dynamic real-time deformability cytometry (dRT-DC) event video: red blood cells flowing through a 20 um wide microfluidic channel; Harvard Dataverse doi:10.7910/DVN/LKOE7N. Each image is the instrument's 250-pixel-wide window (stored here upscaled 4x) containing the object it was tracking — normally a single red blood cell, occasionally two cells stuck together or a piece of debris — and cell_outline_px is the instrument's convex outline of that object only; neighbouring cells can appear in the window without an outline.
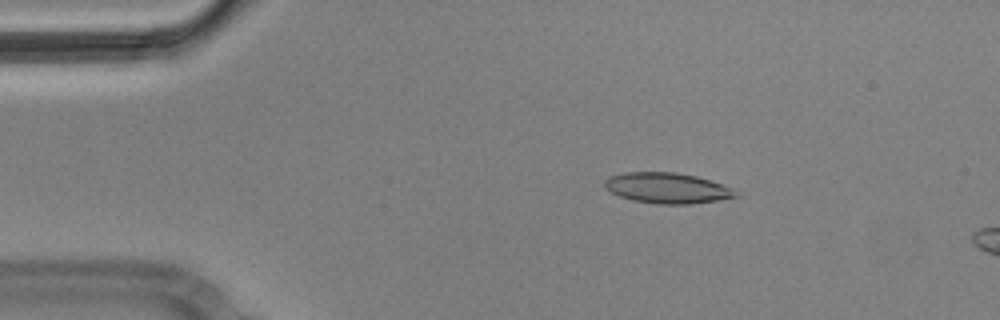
{"species": "Egyptian fruit bat (a non-hibernating species)", "species_latin": "Rousettus aegyptiacus", "temperature_condition": "cold", "stored_images_in_passage": 5, "camera_frame_rate_fps": 3000, "um_per_image_px": 0.085, "animal": {"sex": "male"}, "frame": {"image": 1, "passage_image": 3, "time_ms": 0.667, "image_size_px": [1000, 320], "cell_outline_px": [[740, 196], [716, 200], [688, 204], [656, 204], [632, 200], [620, 196], [604, 188], [604, 180], [608, 176], [624, 172], [676, 172], [696, 176], [732, 188]], "centroid_in_image_um": [56.66, 15.98], "position_along_channel_um": 28.3, "area_um2": 23.29}}